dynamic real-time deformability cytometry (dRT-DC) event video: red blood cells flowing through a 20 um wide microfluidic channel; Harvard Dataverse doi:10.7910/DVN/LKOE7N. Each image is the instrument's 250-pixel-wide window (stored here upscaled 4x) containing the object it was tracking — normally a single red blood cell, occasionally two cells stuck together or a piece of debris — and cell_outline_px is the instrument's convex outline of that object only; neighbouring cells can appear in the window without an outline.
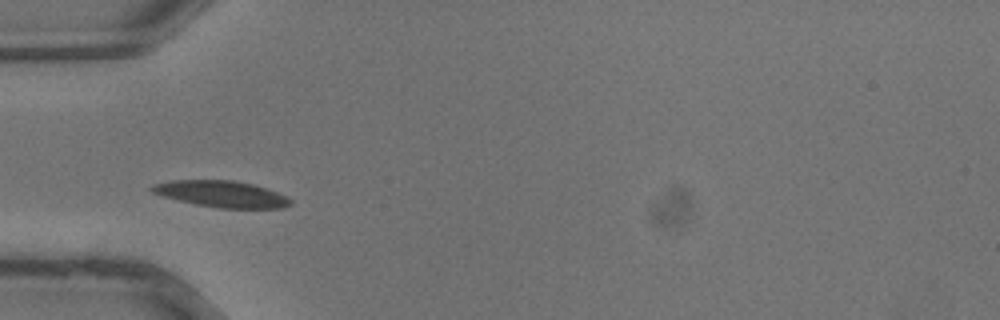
{"species": "common noctule bat (a hibernating species)", "species_latin": "Nyctalus noctula", "temperature_condition": "warm", "stored_images_in_passage": 26, "camera_frame_rate_fps": 3000, "um_per_image_px": 0.085, "animal": {"sex": "male", "body_mass_g": 13.3}, "frame": {"image": 1, "passage_image": 1, "time_ms": 0.0, "image_size_px": [1000, 320], "cell_outline_px": [[292, 204], [284, 208], [220, 208], [196, 204], [164, 196], [152, 192], [148, 188], [152, 184], [172, 180], [232, 180], [252, 184], [288, 196], [292, 200]], "centroid_in_image_um": [18.84, 16.49], "position_along_channel_um": 66.2, "area_um2": 21.21}}
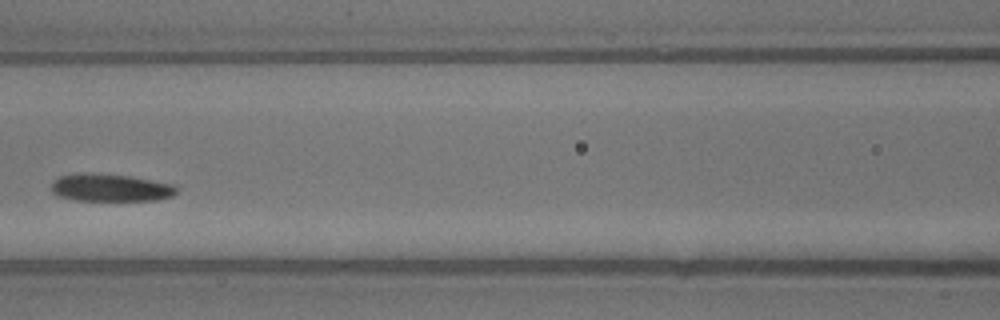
{"frame": {"image": 2, "passage_image": 6, "time_ms": 1.667, "image_size_px": [1000, 320], "cell_outline_px": [[180, 188], [172, 196], [156, 200], [76, 200], [60, 196], [52, 192], [52, 180], [60, 176], [84, 172], [92, 172], [128, 176], [176, 184]], "centroid_in_image_um": [9.42, 15.94], "position_along_channel_um": 157.2, "area_um2": 20.23}}
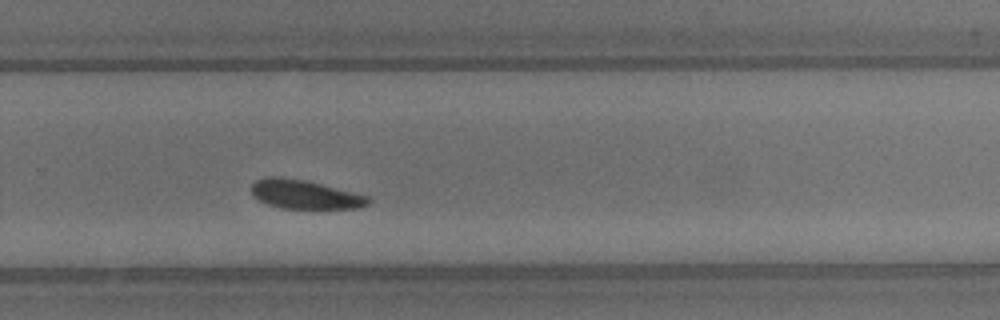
{"frame": {"image": 3, "passage_image": 14, "time_ms": 4.333, "image_size_px": [1000, 320], "cell_outline_px": [[372, 200], [368, 204], [360, 208], [280, 208], [268, 204], [252, 196], [252, 184], [256, 180], [264, 176], [280, 176], [304, 180], [368, 196]], "centroid_in_image_um": [25.88, 16.52], "position_along_channel_um": 303.9, "area_um2": 19.54}}